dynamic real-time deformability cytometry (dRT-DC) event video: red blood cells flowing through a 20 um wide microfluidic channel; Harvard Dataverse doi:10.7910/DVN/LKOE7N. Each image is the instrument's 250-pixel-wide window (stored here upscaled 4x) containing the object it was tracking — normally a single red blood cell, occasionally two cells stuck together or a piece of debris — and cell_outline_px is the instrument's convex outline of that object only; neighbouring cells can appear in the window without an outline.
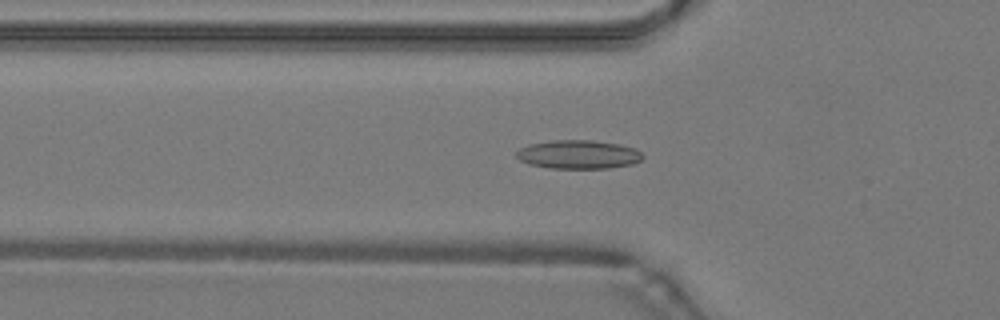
{"species": "common noctule bat (a hibernating species)", "species_latin": "Nyctalus noctula", "temperature_condition": "warm", "stored_images_in_passage": 39, "camera_frame_rate_fps": 3000, "um_per_image_px": 0.085, "animal": {"sex": "male", "body_mass_g": 19.2, "forearm_length_mm": 51.8}, "frame": {"image": 1, "passage_image": 16, "time_ms": 5.0, "image_size_px": [1000, 320], "cell_outline_px": [[644, 156], [640, 160], [632, 164], [608, 168], [548, 168], [528, 164], [520, 160], [516, 156], [516, 152], [520, 148], [528, 144], [552, 140], [592, 140], [620, 144], [636, 148]], "centroid_in_image_um": [49.15, 13.12], "position_along_channel_um": 76.7, "area_um2": 21.21}}
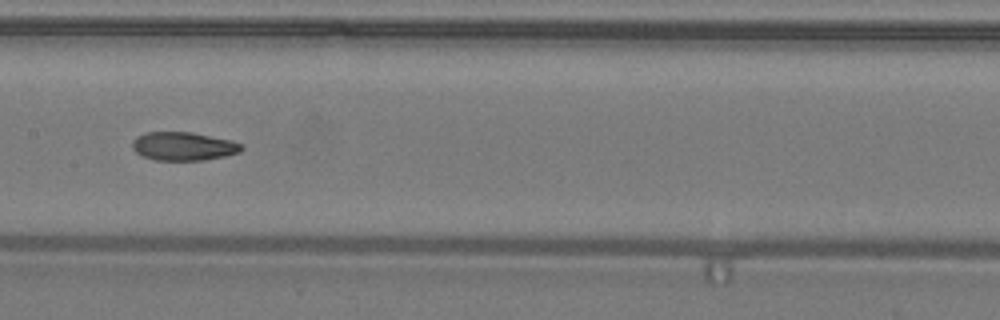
{"frame": {"image": 2, "passage_image": 24, "time_ms": 7.667, "image_size_px": [1000, 320], "cell_outline_px": [[244, 148], [240, 152], [224, 156], [204, 160], [156, 160], [144, 156], [136, 152], [132, 148], [132, 140], [136, 136], [144, 132], [192, 132], [232, 140], [240, 144]], "centroid_in_image_um": [15.58, 12.42], "position_along_channel_um": 191.8, "area_um2": 18.15}}
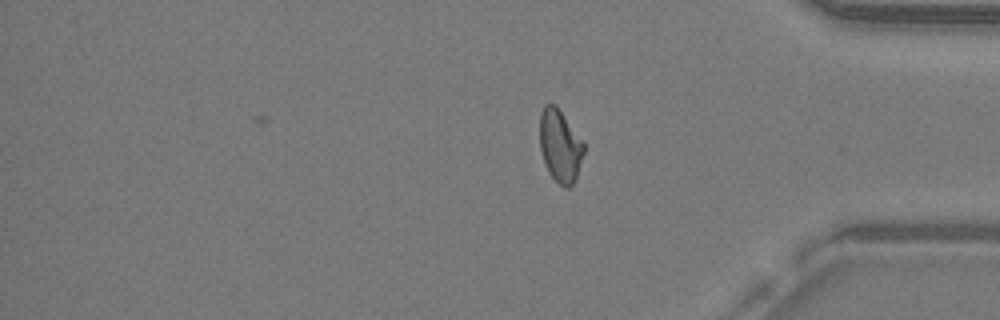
{"frame": {"image": 3, "passage_image": 39, "time_ms": 12.667, "image_size_px": [1000, 320], "cell_outline_px": [[584, 152], [576, 180], [568, 188], [564, 188], [548, 172], [540, 148], [540, 112], [544, 104], [556, 104], [584, 144]], "centroid_in_image_um": [47.6, 12.39], "position_along_channel_um": 387.6, "area_um2": 18.5}, "authors_computed_cell_mechanics": {"area_um2": 18.785, "velocity_mm_per_s": 4.2623, "shape_relaxation_time_tau1_ms": null, "shape_relaxation_time_tau2_ms": 1.9761, "deformation_change_tau1": null, "deformation_change_tau2": 0.0751}}